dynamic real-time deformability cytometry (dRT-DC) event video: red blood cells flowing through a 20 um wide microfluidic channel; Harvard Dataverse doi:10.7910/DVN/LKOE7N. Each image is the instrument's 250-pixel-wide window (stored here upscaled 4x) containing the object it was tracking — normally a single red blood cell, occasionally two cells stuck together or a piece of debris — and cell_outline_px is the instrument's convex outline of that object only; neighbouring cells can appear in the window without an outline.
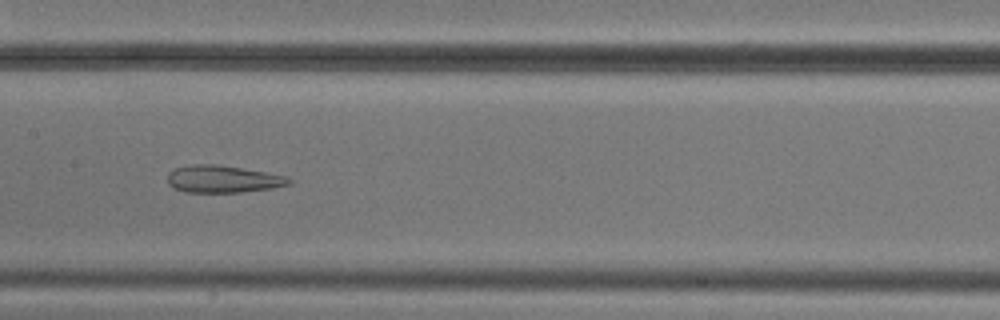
{"species": "common noctule bat (a hibernating species)", "species_latin": "Nyctalus noctula", "temperature_condition": "cold", "stored_images_in_passage": 7, "camera_frame_rate_fps": 3000, "um_per_image_px": 0.085, "animal": {"sex": "male", "body_mass_g": 20.5, "forearm_length_mm": 52.5}, "frame": {"image": 1, "passage_image": 7, "time_ms": 7.0, "image_size_px": [1000, 320], "cell_outline_px": [[292, 180], [288, 184], [272, 188], [240, 192], [184, 192], [168, 184], [168, 172], [176, 168], [192, 164], [216, 164], [288, 176]], "centroid_in_image_um": [18.93, 15.22], "position_along_channel_um": 188.5, "area_um2": 19.07}}